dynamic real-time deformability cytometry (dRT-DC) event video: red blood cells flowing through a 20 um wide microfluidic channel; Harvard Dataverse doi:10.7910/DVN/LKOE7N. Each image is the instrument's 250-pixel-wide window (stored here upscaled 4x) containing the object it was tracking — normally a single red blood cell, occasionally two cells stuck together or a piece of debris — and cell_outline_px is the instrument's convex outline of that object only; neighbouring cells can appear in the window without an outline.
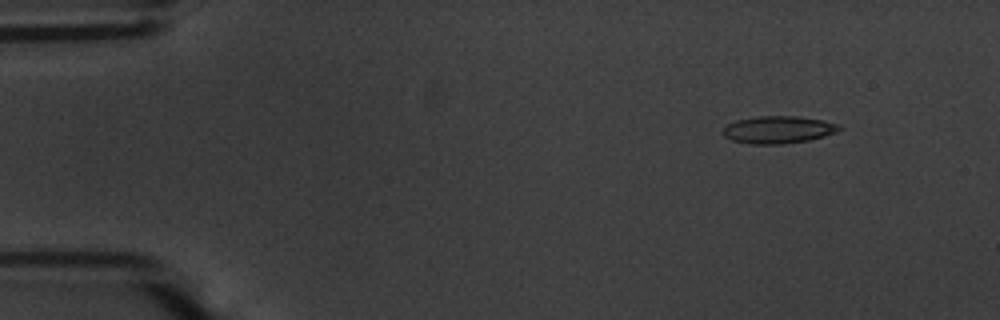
{"species": "common noctule bat (a hibernating species)", "species_latin": "Nyctalus noctula", "temperature_condition": "warm", "stored_images_in_passage": 51, "camera_frame_rate_fps": 3000, "um_per_image_px": 0.085, "animal": {"sex": "male", "body_mass_g": 20.1, "forearm_length_mm": 53.5}, "frame": {"image": 1, "passage_image": 2, "time_ms": 0.333, "image_size_px": [1000, 320], "cell_outline_px": [[844, 128], [836, 132], [824, 136], [808, 140], [784, 144], [752, 144], [732, 140], [724, 136], [724, 128], [728, 124], [736, 120], [756, 116], [796, 116], [820, 120], [836, 124]], "centroid_in_image_um": [66.14, 11.02], "position_along_channel_um": 18.9, "area_um2": 18.38}}
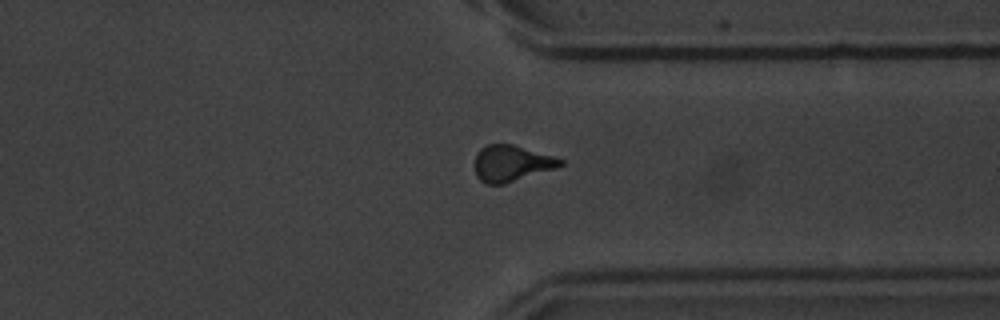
{"frame": {"image": 2, "passage_image": 38, "time_ms": 12.333, "image_size_px": [1000, 320], "cell_outline_px": [[564, 164], [556, 168], [504, 184], [488, 184], [480, 180], [476, 176], [476, 152], [480, 148], [488, 144], [512, 144], [556, 156], [564, 160]], "centroid_in_image_um": [43.51, 13.87], "position_along_channel_um": 367.9, "area_um2": 18.09}}
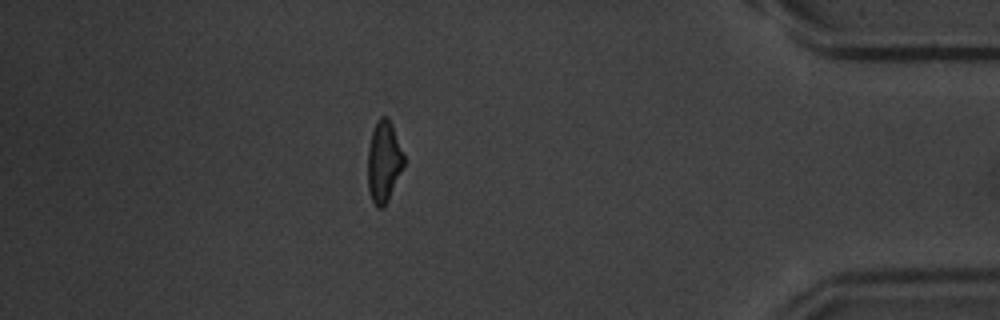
{"frame": {"image": 3, "passage_image": 44, "time_ms": 14.333, "image_size_px": [1000, 320], "cell_outline_px": [[404, 168], [388, 200], [380, 208], [376, 208], [372, 200], [368, 188], [368, 148], [372, 132], [376, 120], [380, 116], [388, 116], [392, 124], [404, 156]], "centroid_in_image_um": [32.62, 13.72], "position_along_channel_um": 402.6, "area_um2": 17.17}, "authors_computed_cell_mechanics": {"area_um2": 18.0336, "velocity_mm_per_s": 3.6929, "shape_relaxation_time_tau1_ms": 3.586, "shape_relaxation_time_tau2_ms": 1.4793, "deformation_change_tau1": 0.1286, "deformation_change_tau2": 0.0794}}